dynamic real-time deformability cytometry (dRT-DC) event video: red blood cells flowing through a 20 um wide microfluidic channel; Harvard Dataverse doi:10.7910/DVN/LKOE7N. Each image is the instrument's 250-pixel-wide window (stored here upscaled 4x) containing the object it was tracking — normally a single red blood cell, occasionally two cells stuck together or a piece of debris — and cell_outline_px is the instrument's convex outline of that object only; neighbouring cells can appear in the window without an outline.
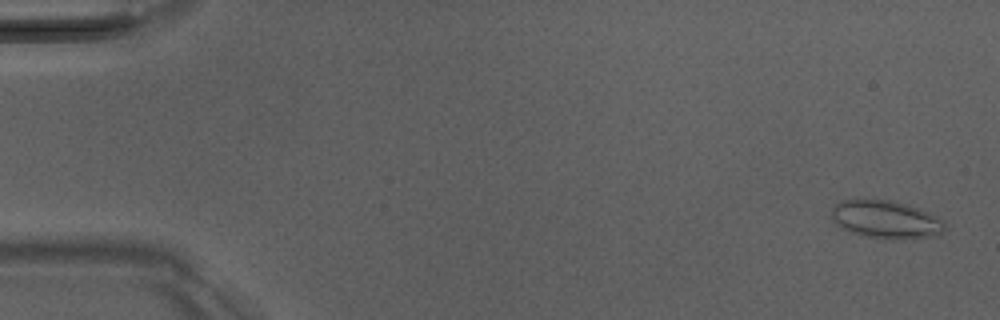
{"species": "Egyptian fruit bat (a non-hibernating species)", "species_latin": "Rousettus aegyptiacus", "temperature_condition": "room temperature", "stored_images_in_passage": 51, "camera_frame_rate_fps": 3000, "um_per_image_px": 0.085, "animal": {"sex": "male"}, "frame": {"image": 1, "passage_image": 2, "time_ms": 0.333, "image_size_px": [1000, 320], "cell_outline_px": [[944, 228], [936, 236], [900, 240], [884, 240], [864, 236], [852, 232], [836, 224], [832, 220], [832, 208], [840, 200], [864, 196], [896, 200], [908, 204], [928, 212], [936, 216], [944, 224]], "centroid_in_image_um": [75.24, 18.61], "position_along_channel_um": 9.8, "area_um2": 25.95}}
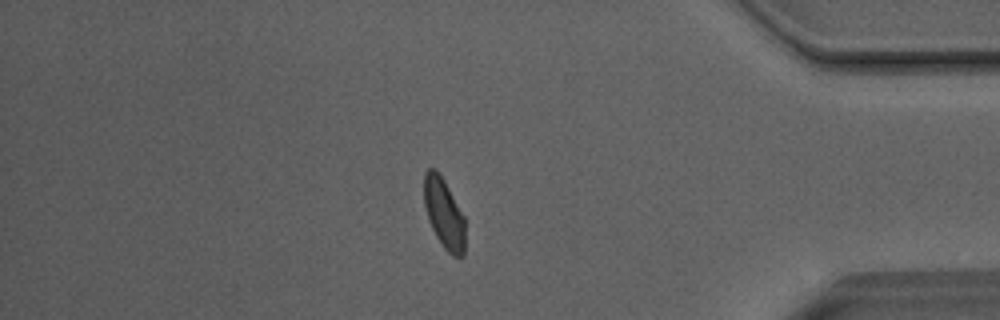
{"frame": {"image": 2, "passage_image": 44, "time_ms": 14.333, "image_size_px": [1000, 320], "cell_outline_px": [[464, 256], [452, 256], [444, 248], [436, 236], [428, 220], [424, 208], [424, 172], [428, 168], [436, 168], [444, 180], [464, 216]], "centroid_in_image_um": [37.72, 18.12], "position_along_channel_um": 397.5, "area_um2": 16.82}}
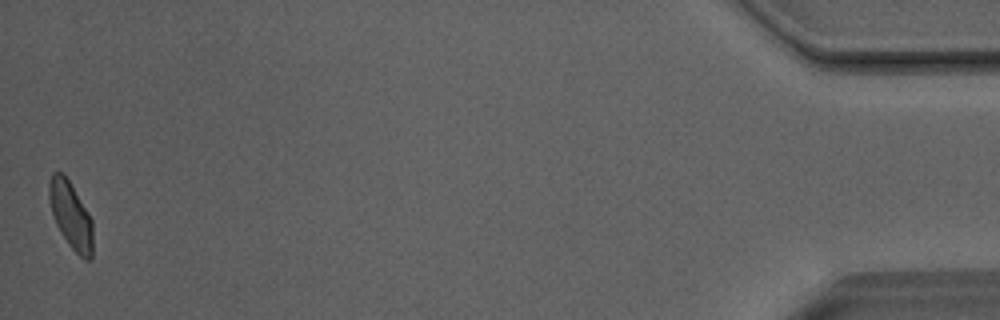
{"frame": {"image": 3, "passage_image": 51, "time_ms": 16.667, "image_size_px": [1000, 320], "cell_outline_px": [[92, 260], [84, 260], [68, 244], [60, 232], [56, 224], [52, 212], [48, 196], [48, 184], [52, 172], [64, 172], [88, 212], [92, 220]], "centroid_in_image_um": [6.01, 18.28], "position_along_channel_um": 429.2, "area_um2": 17.11}, "authors_computed_cell_mechanics": {"area_um2": 17.9758, "velocity_mm_per_s": 4.0343, "shape_relaxation_time_tau1_ms": 4.9279, "shape_relaxation_time_tau2_ms": 1.5271, "deformation_change_tau1": 0.1009, "deformation_change_tau2": 0.0685}}